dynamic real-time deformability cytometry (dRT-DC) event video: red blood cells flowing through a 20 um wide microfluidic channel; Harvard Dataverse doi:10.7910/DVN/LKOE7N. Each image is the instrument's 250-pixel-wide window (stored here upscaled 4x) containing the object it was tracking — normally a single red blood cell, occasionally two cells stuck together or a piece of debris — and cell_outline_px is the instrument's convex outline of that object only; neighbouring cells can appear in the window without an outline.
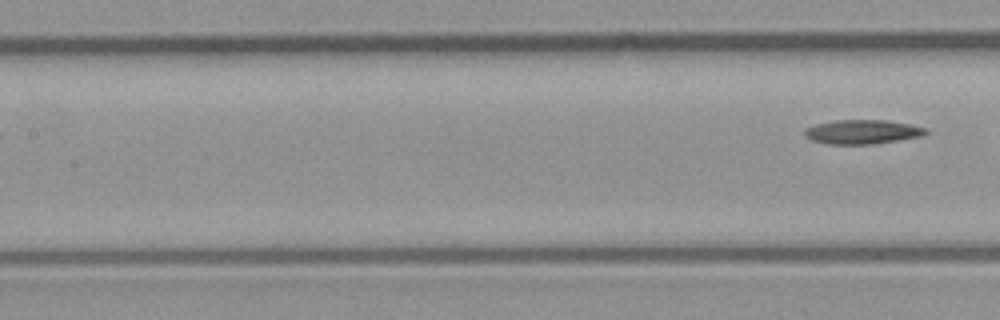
{"species": "common noctule bat (a hibernating species)", "species_latin": "Nyctalus noctula", "temperature_condition": "room temperature", "stored_images_in_passage": 6, "segment_of_instrument_passage": [2, 2], "camera_frame_rate_fps": 3000, "um_per_image_px": 0.085, "animal": {"sex": "male", "body_mass_g": 23.1, "forearm_length_mm": 52.7}, "frame": {"image": 1, "passage_image": 6, "time_ms": 1.667, "image_size_px": [1000, 320], "cell_outline_px": [[928, 132], [920, 136], [872, 144], [828, 144], [812, 140], [804, 136], [804, 128], [816, 124], [836, 120], [884, 120], [908, 124], [928, 128]], "centroid_in_image_um": [73.26, 11.2], "position_along_channel_um": 134.1, "area_um2": 16.94}}